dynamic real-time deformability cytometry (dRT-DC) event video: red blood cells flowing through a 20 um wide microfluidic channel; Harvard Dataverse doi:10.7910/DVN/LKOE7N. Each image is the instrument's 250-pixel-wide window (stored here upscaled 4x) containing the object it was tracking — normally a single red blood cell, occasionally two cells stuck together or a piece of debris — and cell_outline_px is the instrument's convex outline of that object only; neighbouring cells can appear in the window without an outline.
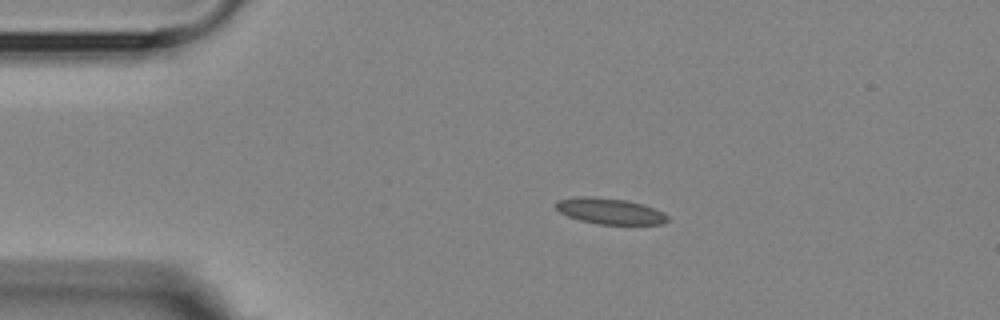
{"species": "Egyptian fruit bat (a non-hibernating species)", "species_latin": "Rousettus aegyptiacus", "temperature_condition": "room temperature", "stored_images_in_passage": 7, "camera_frame_rate_fps": 3000, "um_per_image_px": 0.085, "animal": {"sex": "female"}, "frame": {"image": 1, "passage_image": 2, "time_ms": 1.333, "image_size_px": [1000, 320], "cell_outline_px": [[668, 220], [664, 224], [600, 224], [580, 220], [568, 216], [560, 212], [556, 208], [556, 200], [576, 196], [592, 196], [628, 200], [644, 204], [664, 212], [668, 216]], "centroid_in_image_um": [51.85, 17.93], "position_along_channel_um": 33.1, "area_um2": 17.05}}
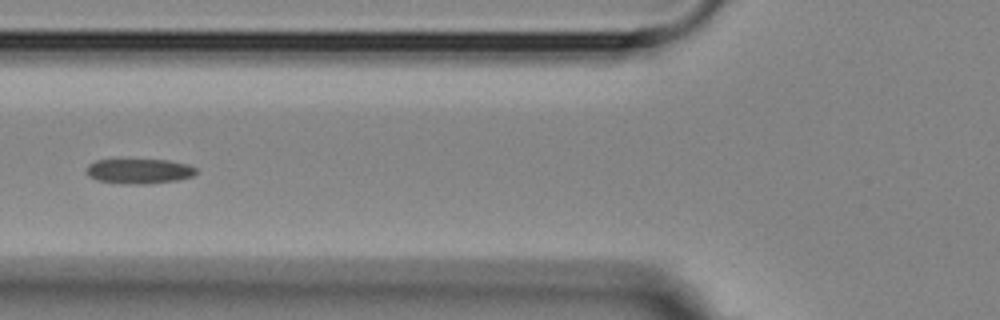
{"frame": {"image": 2, "passage_image": 5, "time_ms": 4.667, "image_size_px": [1000, 320], "cell_outline_px": [[196, 172], [192, 176], [180, 180], [148, 184], [136, 184], [96, 180], [88, 176], [84, 172], [88, 164], [96, 160], [168, 160], [188, 164], [196, 168]], "centroid_in_image_um": [11.82, 14.55], "position_along_channel_um": 114.0, "area_um2": 15.95}}
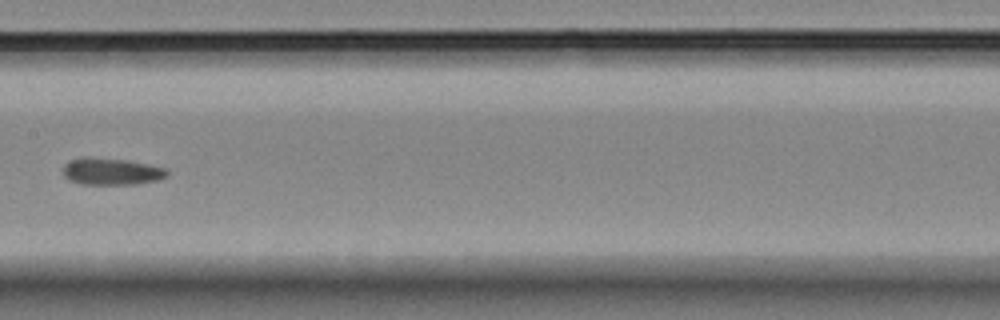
{"frame": {"image": 3, "passage_image": 7, "time_ms": 7.0, "image_size_px": [1000, 320], "cell_outline_px": [[168, 176], [160, 180], [136, 184], [80, 184], [68, 180], [64, 176], [64, 164], [72, 160], [128, 160], [168, 168]], "centroid_in_image_um": [9.58, 14.63], "position_along_channel_um": 197.8, "area_um2": 15.72}}